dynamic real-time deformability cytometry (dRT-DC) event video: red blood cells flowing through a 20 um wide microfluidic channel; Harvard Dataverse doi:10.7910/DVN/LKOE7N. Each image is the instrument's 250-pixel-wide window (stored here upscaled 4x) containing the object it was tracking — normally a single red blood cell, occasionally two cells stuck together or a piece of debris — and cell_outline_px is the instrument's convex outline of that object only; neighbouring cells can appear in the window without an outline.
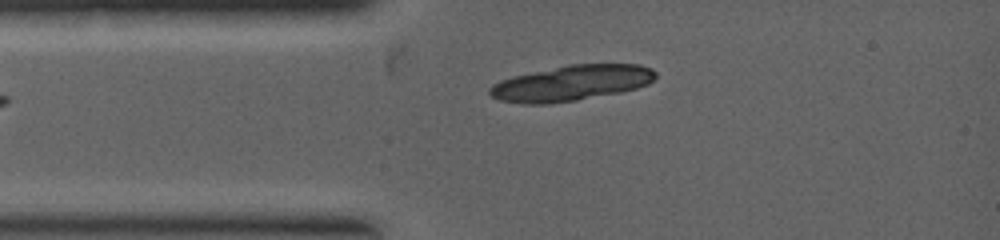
{"species": "common noctule bat (a hibernating species)", "species_latin": "Nyctalus noctula", "temperature_condition": "warm", "stored_images_in_passage": 2, "camera_frame_rate_fps": 5000, "um_per_image_px": 0.085, "animal": {"sex": "female", "body_mass_g": 19.0, "forearm_length_mm": 53.3}, "frame": {"image": 1, "passage_image": 2, "time_ms": 0.4, "image_size_px": [1000, 240], "cell_outline_px": [[656, 76], [648, 84], [636, 88], [620, 92], [576, 100], [548, 104], [520, 104], [500, 100], [492, 96], [488, 92], [488, 88], [492, 84], [500, 80], [512, 76], [572, 64], [640, 64], [652, 68], [656, 72]], "centroid_in_image_um": [48.55, 7.06], "position_along_channel_um": 36.4, "area_um2": 34.28}}